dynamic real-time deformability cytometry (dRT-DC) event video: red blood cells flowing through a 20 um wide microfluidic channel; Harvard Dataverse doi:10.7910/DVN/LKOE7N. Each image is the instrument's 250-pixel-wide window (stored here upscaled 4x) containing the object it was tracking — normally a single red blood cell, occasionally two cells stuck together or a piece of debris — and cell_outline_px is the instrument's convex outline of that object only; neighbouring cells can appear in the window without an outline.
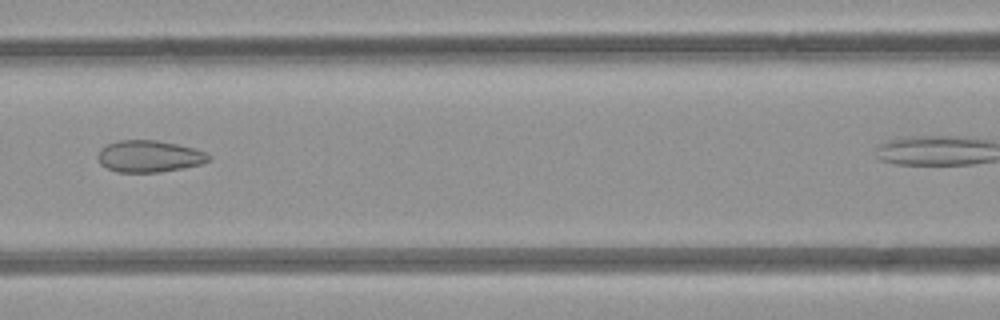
{"species": "common noctule bat (a hibernating species)", "species_latin": "Nyctalus noctula", "temperature_condition": "room temperature", "stored_images_in_passage": 5, "segment_of_instrument_passage": [1, 2], "camera_frame_rate_fps": 3000, "um_per_image_px": 0.085, "animal": {"sex": "female", "body_mass_g": 21.9}, "frame": {"image": 1, "passage_image": 4, "time_ms": 3.333, "image_size_px": [1000, 320], "cell_outline_px": [[212, 156], [208, 160], [200, 164], [184, 168], [160, 172], [116, 172], [100, 164], [96, 156], [100, 148], [108, 144], [120, 140], [156, 140], [176, 144], [192, 148], [204, 152]], "centroid_in_image_um": [12.64, 13.29], "position_along_channel_um": 154.0, "area_um2": 20.46}}